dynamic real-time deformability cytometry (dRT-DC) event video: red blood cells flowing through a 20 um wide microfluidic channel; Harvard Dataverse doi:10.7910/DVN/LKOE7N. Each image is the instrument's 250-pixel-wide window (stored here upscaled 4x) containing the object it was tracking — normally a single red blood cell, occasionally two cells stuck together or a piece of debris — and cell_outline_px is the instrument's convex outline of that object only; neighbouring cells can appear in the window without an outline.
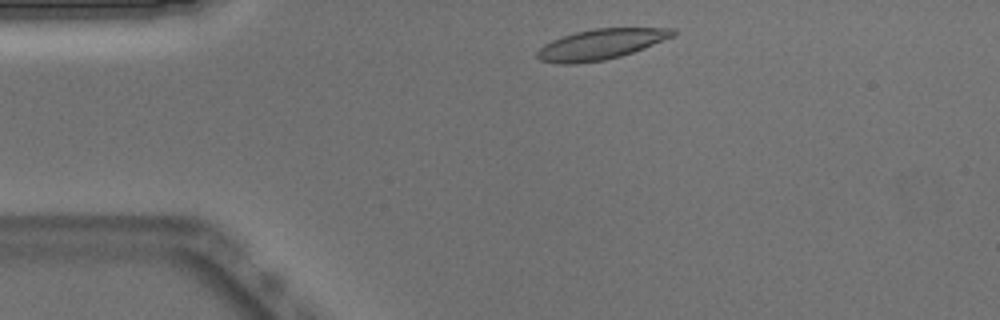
{"species": "Egyptian fruit bat (a non-hibernating species)", "species_latin": "Rousettus aegyptiacus", "temperature_condition": "warm", "stored_images_in_passage": 44, "camera_frame_rate_fps": 3000, "um_per_image_px": 0.085, "animal": {"sex": "male"}, "frame": {"image": 1, "passage_image": 3, "time_ms": 0.667, "image_size_px": [1000, 320], "cell_outline_px": [[676, 36], [644, 48], [620, 56], [604, 60], [572, 64], [560, 64], [540, 60], [536, 56], [536, 52], [544, 44], [552, 40], [576, 32], [592, 28], [672, 28], [676, 32]], "centroid_in_image_um": [51.08, 3.76], "position_along_channel_um": 33.9, "area_um2": 23.99}}
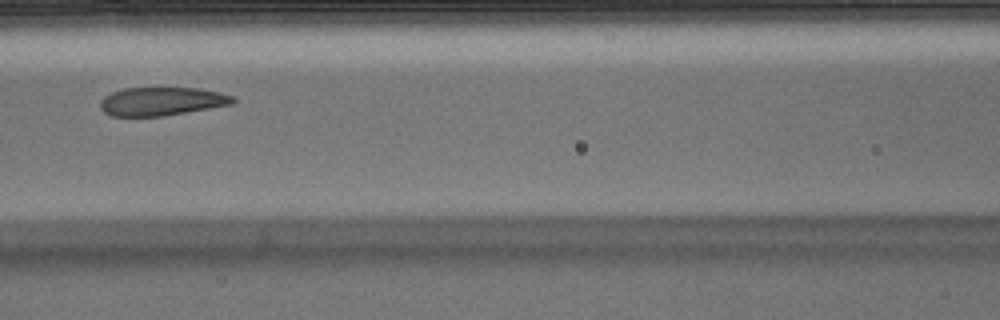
{"frame": {"image": 2, "passage_image": 15, "time_ms": 4.667, "image_size_px": [1000, 320], "cell_outline_px": [[236, 100], [232, 104], [164, 116], [112, 116], [104, 112], [100, 108], [100, 100], [104, 96], [112, 92], [124, 88], [200, 88], [220, 92], [236, 96]], "centroid_in_image_um": [13.76, 8.61], "position_along_channel_um": 152.8, "area_um2": 22.08}}
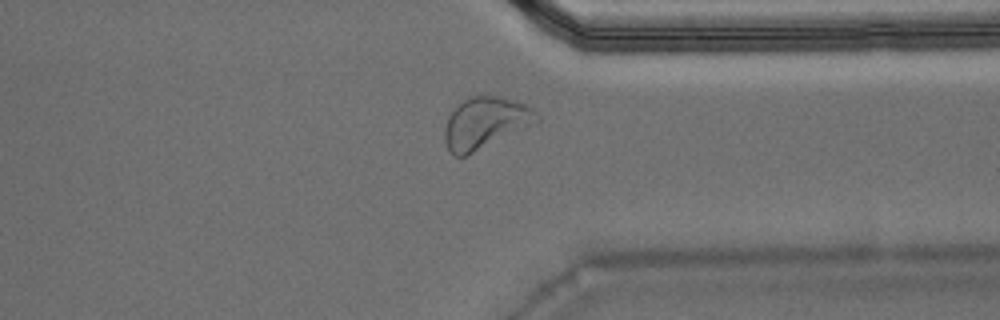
{"frame": {"image": 3, "passage_image": 32, "time_ms": 10.333, "image_size_px": [1000, 320], "cell_outline_px": [[540, 120], [536, 124], [468, 156], [452, 156], [444, 140], [444, 128], [448, 116], [468, 96], [500, 96], [516, 100], [532, 108], [540, 116]], "centroid_in_image_um": [41.28, 10.47], "position_along_channel_um": 370.1, "area_um2": 28.03}, "authors_computed_cell_mechanics": {"area_um2": 23.987, "velocity_mm_per_s": 3.8775, "shape_relaxation_time_tau1_ms": 4.9443, "shape_relaxation_time_tau2_ms": 1.5361, "deformation_change_tau1": 0.1609, "deformation_change_tau2": 0.0869}}